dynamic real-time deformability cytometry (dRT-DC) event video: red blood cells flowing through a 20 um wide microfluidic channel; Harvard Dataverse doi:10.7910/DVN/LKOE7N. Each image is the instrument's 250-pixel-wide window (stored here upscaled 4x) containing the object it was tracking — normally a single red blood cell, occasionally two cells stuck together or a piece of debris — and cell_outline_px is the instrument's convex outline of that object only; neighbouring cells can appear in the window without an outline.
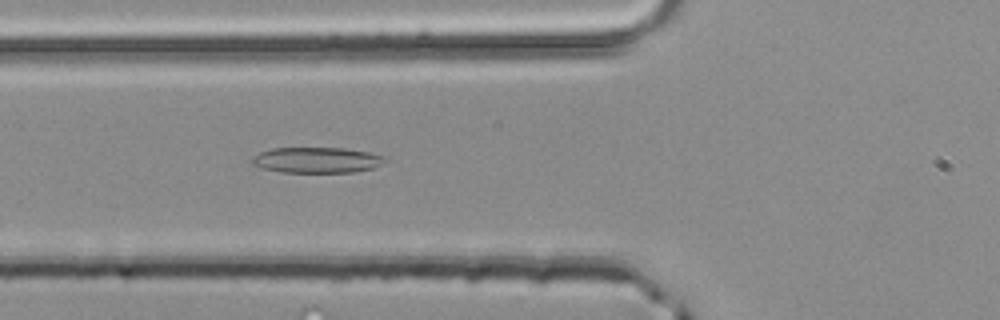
{"species": "common noctule bat (a hibernating species)", "species_latin": "Nyctalus noctula", "temperature_condition": "room temperature", "stored_images_in_passage": 50, "camera_frame_rate_fps": 3000, "um_per_image_px": 0.085, "animal": {"sex": "male", "body_mass_g": 20.4}, "frame": {"image": 1, "passage_image": 19, "time_ms": 6.0, "image_size_px": [1000, 320], "cell_outline_px": [[388, 160], [372, 168], [356, 172], [280, 172], [264, 168], [252, 164], [252, 156], [260, 152], [272, 148], [344, 148], [368, 152], [388, 156]], "centroid_in_image_um": [26.96, 13.6], "position_along_channel_um": 98.8, "area_um2": 19.94}}
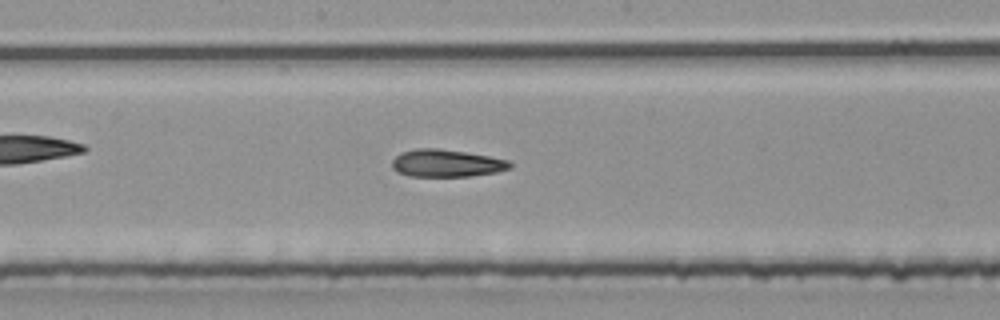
{"frame": {"image": 2, "passage_image": 27, "time_ms": 8.667, "image_size_px": [1000, 320], "cell_outline_px": [[512, 168], [496, 172], [468, 176], [408, 176], [392, 168], [392, 160], [400, 152], [416, 148], [440, 148], [488, 156], [508, 160], [512, 164]], "centroid_in_image_um": [37.94, 13.86], "position_along_channel_um": 210.3, "area_um2": 18.79}}
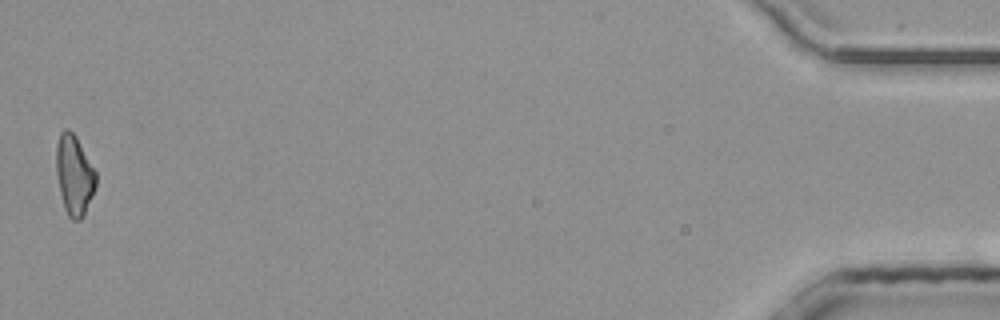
{"frame": {"image": 3, "passage_image": 50, "time_ms": 16.333, "image_size_px": [1000, 320], "cell_outline_px": [[96, 188], [84, 216], [80, 220], [72, 220], [68, 216], [64, 208], [60, 192], [56, 172], [56, 144], [60, 132], [64, 128], [68, 128], [76, 136], [96, 172]], "centroid_in_image_um": [6.31, 14.89], "position_along_channel_um": 428.9, "area_um2": 18.67}, "authors_computed_cell_mechanics": {"area_um2": 19.2763, "velocity_mm_per_s": 4.1534, "shape_relaxation_time_tau1_ms": 5.8795, "shape_relaxation_time_tau2_ms": 4.5641, "deformation_change_tau1": 0.1602, "deformation_change_tau2": 0.1536}}